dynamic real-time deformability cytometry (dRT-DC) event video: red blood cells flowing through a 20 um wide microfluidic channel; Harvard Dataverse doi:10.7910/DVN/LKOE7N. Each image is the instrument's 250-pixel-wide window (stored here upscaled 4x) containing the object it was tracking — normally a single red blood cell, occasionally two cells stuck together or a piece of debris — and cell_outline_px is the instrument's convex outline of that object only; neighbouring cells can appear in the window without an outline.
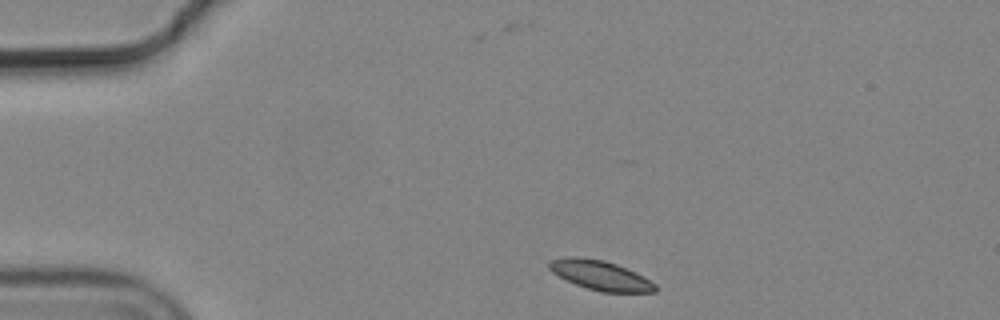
{"species": "common noctule bat (a hibernating species)", "species_latin": "Nyctalus noctula", "temperature_condition": "cold", "stored_images_in_passage": 2, "camera_frame_rate_fps": 3000, "um_per_image_px": 0.085, "animal": {"sex": "male", "body_mass_g": 19.2, "forearm_length_mm": 51.8}, "frame": {"image": 1, "passage_image": 1, "time_ms": 0.0, "image_size_px": [1000, 320], "cell_outline_px": [[656, 292], [600, 292], [564, 280], [552, 272], [548, 268], [548, 260], [572, 256], [576, 256], [604, 260], [616, 264], [636, 272], [644, 276], [656, 284]], "centroid_in_image_um": [51.01, 23.39], "position_along_channel_um": 34.0, "area_um2": 18.38}}